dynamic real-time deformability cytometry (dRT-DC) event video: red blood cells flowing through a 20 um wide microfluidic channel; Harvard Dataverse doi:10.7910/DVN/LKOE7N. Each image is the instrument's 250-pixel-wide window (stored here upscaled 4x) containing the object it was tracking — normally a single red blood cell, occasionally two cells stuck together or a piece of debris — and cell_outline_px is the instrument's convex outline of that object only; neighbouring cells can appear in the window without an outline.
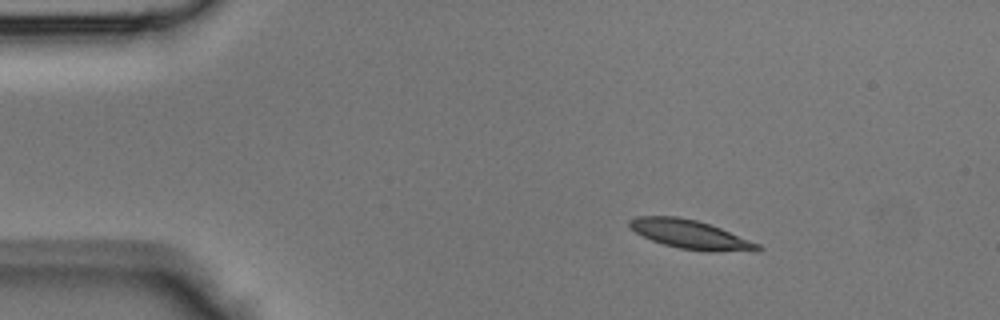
{"species": "Egyptian fruit bat (a non-hibernating species)", "species_latin": "Rousettus aegyptiacus", "temperature_condition": "room temperature", "stored_images_in_passage": 44, "camera_frame_rate_fps": 3000, "um_per_image_px": 0.085, "animal": {"sex": "male"}, "frame": {"image": 1, "passage_image": 6, "time_ms": 1.667, "image_size_px": [1000, 320], "cell_outline_px": [[764, 248], [760, 252], [756, 252], [680, 248], [664, 244], [652, 240], [636, 232], [628, 224], [628, 220], [636, 216], [676, 216], [696, 220], [720, 228], [760, 244]], "centroid_in_image_um": [58.7, 19.91], "position_along_channel_um": 26.3, "area_um2": 20.98}}
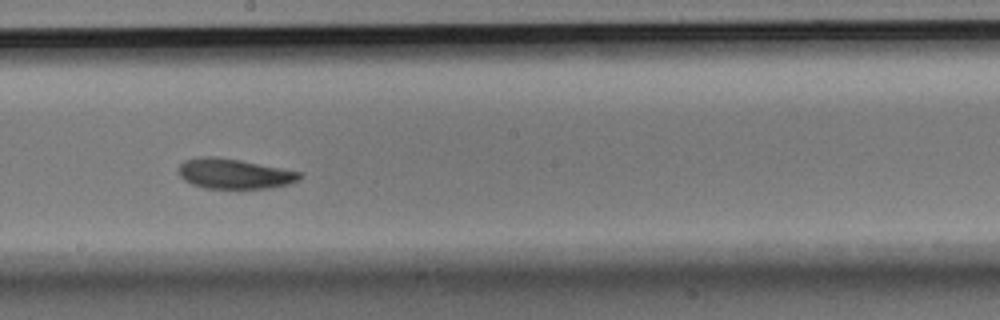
{"frame": {"image": 2, "passage_image": 24, "time_ms": 7.667, "image_size_px": [1000, 320], "cell_outline_px": [[304, 176], [300, 180], [288, 184], [272, 188], [204, 188], [192, 184], [184, 180], [180, 176], [176, 168], [184, 160], [200, 156], [212, 156], [240, 160], [300, 172]], "centroid_in_image_um": [19.88, 14.76], "position_along_channel_um": 228.3, "area_um2": 21.33}}
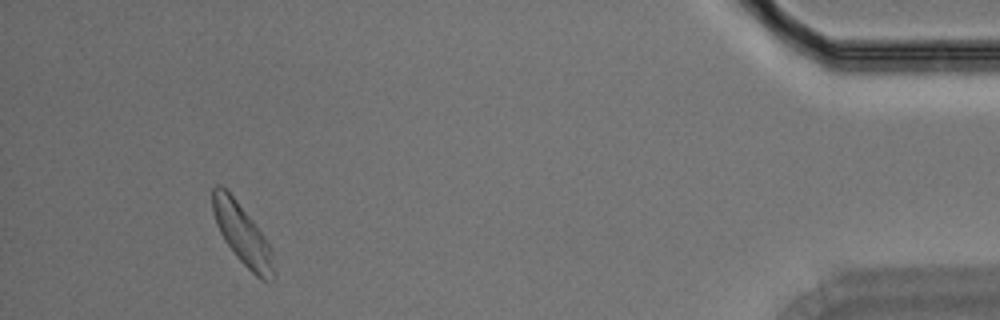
{"frame": {"image": 3, "passage_image": 41, "time_ms": 13.333, "image_size_px": [1000, 320], "cell_outline_px": [[276, 276], [264, 280], [256, 276], [236, 256], [224, 240], [216, 224], [212, 212], [212, 188], [216, 184], [220, 184], [236, 200], [252, 220], [268, 244], [276, 272]], "centroid_in_image_um": [20.55, 19.89], "position_along_channel_um": 414.7, "area_um2": 20.92}}